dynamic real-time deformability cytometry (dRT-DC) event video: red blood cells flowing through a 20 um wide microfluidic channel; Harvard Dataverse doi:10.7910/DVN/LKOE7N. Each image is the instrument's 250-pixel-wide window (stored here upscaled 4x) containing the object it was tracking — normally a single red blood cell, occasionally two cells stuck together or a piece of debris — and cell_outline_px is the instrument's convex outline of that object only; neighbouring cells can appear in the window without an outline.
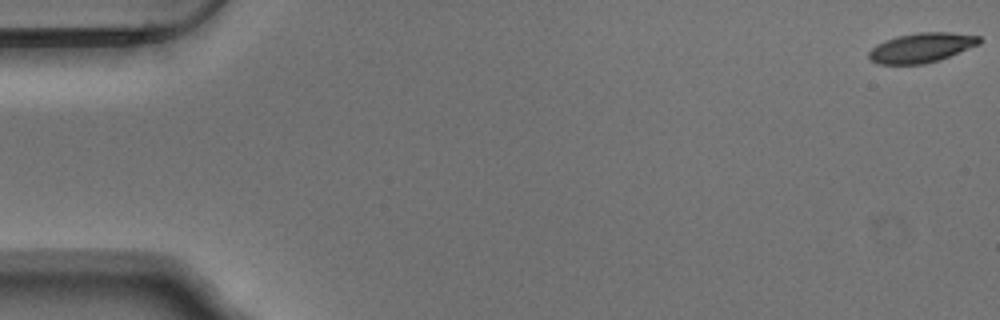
{"species": "Egyptian fruit bat (a non-hibernating species)", "species_latin": "Rousettus aegyptiacus", "temperature_condition": "warm", "stored_images_in_passage": 14, "camera_frame_rate_fps": 3000, "um_per_image_px": 0.085, "animal": {"sex": "male"}, "frame": {"image": 1, "passage_image": 1, "time_ms": 0.0, "image_size_px": [1000, 320], "cell_outline_px": [[984, 40], [980, 44], [940, 60], [924, 64], [876, 64], [868, 56], [868, 52], [876, 44], [884, 40], [896, 36], [920, 32], [952, 32], [980, 36]], "centroid_in_image_um": [78.35, 4.05], "position_along_channel_um": 6.7, "area_um2": 19.31}}
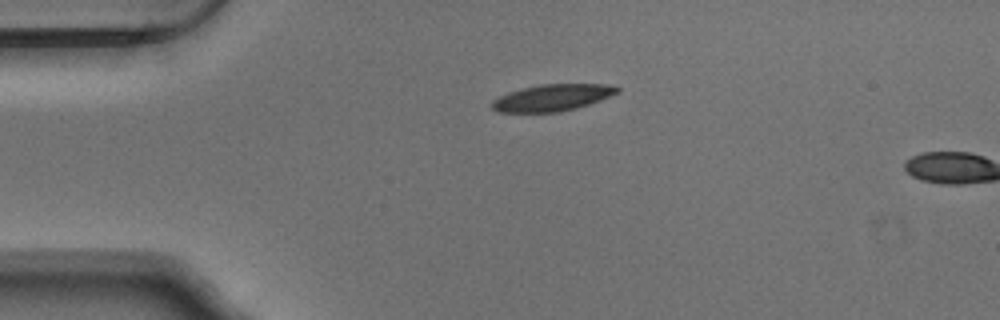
{"frame": {"image": 2, "passage_image": 13, "time_ms": 4.0, "image_size_px": [1000, 320], "cell_outline_px": [[620, 92], [600, 100], [576, 108], [560, 112], [500, 112], [492, 108], [492, 100], [508, 92], [540, 84], [604, 84], [620, 88]], "centroid_in_image_um": [46.95, 8.3], "position_along_channel_um": 38.0, "area_um2": 19.31}}